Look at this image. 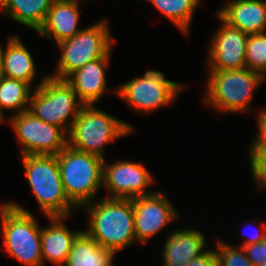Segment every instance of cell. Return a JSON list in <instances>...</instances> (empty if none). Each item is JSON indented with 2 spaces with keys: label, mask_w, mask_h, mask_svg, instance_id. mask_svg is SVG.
Masks as SVG:
<instances>
[{
  "label": "cell",
  "mask_w": 266,
  "mask_h": 266,
  "mask_svg": "<svg viewBox=\"0 0 266 266\" xmlns=\"http://www.w3.org/2000/svg\"><path fill=\"white\" fill-rule=\"evenodd\" d=\"M183 87L166 79L158 70H148L143 76L125 82L113 92L134 110L149 115L156 109L173 104Z\"/></svg>",
  "instance_id": "obj_9"
},
{
  "label": "cell",
  "mask_w": 266,
  "mask_h": 266,
  "mask_svg": "<svg viewBox=\"0 0 266 266\" xmlns=\"http://www.w3.org/2000/svg\"><path fill=\"white\" fill-rule=\"evenodd\" d=\"M111 52L105 57L86 63L65 79L84 105H94L108 90L105 69L109 65Z\"/></svg>",
  "instance_id": "obj_14"
},
{
  "label": "cell",
  "mask_w": 266,
  "mask_h": 266,
  "mask_svg": "<svg viewBox=\"0 0 266 266\" xmlns=\"http://www.w3.org/2000/svg\"><path fill=\"white\" fill-rule=\"evenodd\" d=\"M0 215L5 252L26 266H43L37 219L14 201L3 203Z\"/></svg>",
  "instance_id": "obj_2"
},
{
  "label": "cell",
  "mask_w": 266,
  "mask_h": 266,
  "mask_svg": "<svg viewBox=\"0 0 266 266\" xmlns=\"http://www.w3.org/2000/svg\"><path fill=\"white\" fill-rule=\"evenodd\" d=\"M81 1L84 0L52 2L44 23L37 33L52 39L55 44L74 37L82 30L78 28Z\"/></svg>",
  "instance_id": "obj_16"
},
{
  "label": "cell",
  "mask_w": 266,
  "mask_h": 266,
  "mask_svg": "<svg viewBox=\"0 0 266 266\" xmlns=\"http://www.w3.org/2000/svg\"><path fill=\"white\" fill-rule=\"evenodd\" d=\"M83 106L78 95L65 80L46 75L36 85L28 111L45 123L62 128L68 134Z\"/></svg>",
  "instance_id": "obj_7"
},
{
  "label": "cell",
  "mask_w": 266,
  "mask_h": 266,
  "mask_svg": "<svg viewBox=\"0 0 266 266\" xmlns=\"http://www.w3.org/2000/svg\"><path fill=\"white\" fill-rule=\"evenodd\" d=\"M242 248L253 265L258 266L266 262V238L258 243L244 245Z\"/></svg>",
  "instance_id": "obj_27"
},
{
  "label": "cell",
  "mask_w": 266,
  "mask_h": 266,
  "mask_svg": "<svg viewBox=\"0 0 266 266\" xmlns=\"http://www.w3.org/2000/svg\"><path fill=\"white\" fill-rule=\"evenodd\" d=\"M258 266H266V262L265 263H262V264H260Z\"/></svg>",
  "instance_id": "obj_35"
},
{
  "label": "cell",
  "mask_w": 266,
  "mask_h": 266,
  "mask_svg": "<svg viewBox=\"0 0 266 266\" xmlns=\"http://www.w3.org/2000/svg\"><path fill=\"white\" fill-rule=\"evenodd\" d=\"M257 124L259 131L254 138L253 143H263L266 144V107H263L257 114Z\"/></svg>",
  "instance_id": "obj_29"
},
{
  "label": "cell",
  "mask_w": 266,
  "mask_h": 266,
  "mask_svg": "<svg viewBox=\"0 0 266 266\" xmlns=\"http://www.w3.org/2000/svg\"><path fill=\"white\" fill-rule=\"evenodd\" d=\"M9 122L22 155H57L68 145V135L62 128L45 123L30 111L12 114Z\"/></svg>",
  "instance_id": "obj_10"
},
{
  "label": "cell",
  "mask_w": 266,
  "mask_h": 266,
  "mask_svg": "<svg viewBox=\"0 0 266 266\" xmlns=\"http://www.w3.org/2000/svg\"><path fill=\"white\" fill-rule=\"evenodd\" d=\"M265 76L248 68L210 71L204 103L223 113L249 112L255 89Z\"/></svg>",
  "instance_id": "obj_4"
},
{
  "label": "cell",
  "mask_w": 266,
  "mask_h": 266,
  "mask_svg": "<svg viewBox=\"0 0 266 266\" xmlns=\"http://www.w3.org/2000/svg\"><path fill=\"white\" fill-rule=\"evenodd\" d=\"M207 241L202 232L197 229H178L170 233L165 240L163 250V266H183L195 259L204 250Z\"/></svg>",
  "instance_id": "obj_17"
},
{
  "label": "cell",
  "mask_w": 266,
  "mask_h": 266,
  "mask_svg": "<svg viewBox=\"0 0 266 266\" xmlns=\"http://www.w3.org/2000/svg\"><path fill=\"white\" fill-rule=\"evenodd\" d=\"M56 45L61 56L58 58L55 74L49 76L65 80L86 63L105 57L112 51L113 37L108 22L101 20Z\"/></svg>",
  "instance_id": "obj_8"
},
{
  "label": "cell",
  "mask_w": 266,
  "mask_h": 266,
  "mask_svg": "<svg viewBox=\"0 0 266 266\" xmlns=\"http://www.w3.org/2000/svg\"><path fill=\"white\" fill-rule=\"evenodd\" d=\"M183 266H218L216 253L214 250H208Z\"/></svg>",
  "instance_id": "obj_28"
},
{
  "label": "cell",
  "mask_w": 266,
  "mask_h": 266,
  "mask_svg": "<svg viewBox=\"0 0 266 266\" xmlns=\"http://www.w3.org/2000/svg\"><path fill=\"white\" fill-rule=\"evenodd\" d=\"M30 84L18 80L3 77L0 82V115L4 118V110H15L13 114L28 111L31 98Z\"/></svg>",
  "instance_id": "obj_22"
},
{
  "label": "cell",
  "mask_w": 266,
  "mask_h": 266,
  "mask_svg": "<svg viewBox=\"0 0 266 266\" xmlns=\"http://www.w3.org/2000/svg\"><path fill=\"white\" fill-rule=\"evenodd\" d=\"M136 239L146 243L179 217L178 211L162 192L132 199Z\"/></svg>",
  "instance_id": "obj_12"
},
{
  "label": "cell",
  "mask_w": 266,
  "mask_h": 266,
  "mask_svg": "<svg viewBox=\"0 0 266 266\" xmlns=\"http://www.w3.org/2000/svg\"><path fill=\"white\" fill-rule=\"evenodd\" d=\"M52 2L72 1V0H51Z\"/></svg>",
  "instance_id": "obj_33"
},
{
  "label": "cell",
  "mask_w": 266,
  "mask_h": 266,
  "mask_svg": "<svg viewBox=\"0 0 266 266\" xmlns=\"http://www.w3.org/2000/svg\"><path fill=\"white\" fill-rule=\"evenodd\" d=\"M3 77H4V75H3L2 61L0 58V82L2 81Z\"/></svg>",
  "instance_id": "obj_31"
},
{
  "label": "cell",
  "mask_w": 266,
  "mask_h": 266,
  "mask_svg": "<svg viewBox=\"0 0 266 266\" xmlns=\"http://www.w3.org/2000/svg\"><path fill=\"white\" fill-rule=\"evenodd\" d=\"M6 48L0 45L3 75L31 85L36 75L34 59L18 36H9Z\"/></svg>",
  "instance_id": "obj_19"
},
{
  "label": "cell",
  "mask_w": 266,
  "mask_h": 266,
  "mask_svg": "<svg viewBox=\"0 0 266 266\" xmlns=\"http://www.w3.org/2000/svg\"><path fill=\"white\" fill-rule=\"evenodd\" d=\"M5 120H7L6 118H2L0 115V123H3Z\"/></svg>",
  "instance_id": "obj_34"
},
{
  "label": "cell",
  "mask_w": 266,
  "mask_h": 266,
  "mask_svg": "<svg viewBox=\"0 0 266 266\" xmlns=\"http://www.w3.org/2000/svg\"><path fill=\"white\" fill-rule=\"evenodd\" d=\"M216 15L247 34L266 33V0L228 1Z\"/></svg>",
  "instance_id": "obj_15"
},
{
  "label": "cell",
  "mask_w": 266,
  "mask_h": 266,
  "mask_svg": "<svg viewBox=\"0 0 266 266\" xmlns=\"http://www.w3.org/2000/svg\"><path fill=\"white\" fill-rule=\"evenodd\" d=\"M212 35L208 50L209 71L234 70L246 67L248 34L223 21Z\"/></svg>",
  "instance_id": "obj_13"
},
{
  "label": "cell",
  "mask_w": 266,
  "mask_h": 266,
  "mask_svg": "<svg viewBox=\"0 0 266 266\" xmlns=\"http://www.w3.org/2000/svg\"><path fill=\"white\" fill-rule=\"evenodd\" d=\"M216 253L218 266H255L247 258L242 246H230L223 240H217Z\"/></svg>",
  "instance_id": "obj_25"
},
{
  "label": "cell",
  "mask_w": 266,
  "mask_h": 266,
  "mask_svg": "<svg viewBox=\"0 0 266 266\" xmlns=\"http://www.w3.org/2000/svg\"><path fill=\"white\" fill-rule=\"evenodd\" d=\"M154 7L164 14L176 28L187 36L195 8L200 0H148Z\"/></svg>",
  "instance_id": "obj_23"
},
{
  "label": "cell",
  "mask_w": 266,
  "mask_h": 266,
  "mask_svg": "<svg viewBox=\"0 0 266 266\" xmlns=\"http://www.w3.org/2000/svg\"><path fill=\"white\" fill-rule=\"evenodd\" d=\"M249 160L252 177L258 188L266 189V144L251 143Z\"/></svg>",
  "instance_id": "obj_26"
},
{
  "label": "cell",
  "mask_w": 266,
  "mask_h": 266,
  "mask_svg": "<svg viewBox=\"0 0 266 266\" xmlns=\"http://www.w3.org/2000/svg\"><path fill=\"white\" fill-rule=\"evenodd\" d=\"M115 255L82 230L73 241L65 266H114L112 261Z\"/></svg>",
  "instance_id": "obj_20"
},
{
  "label": "cell",
  "mask_w": 266,
  "mask_h": 266,
  "mask_svg": "<svg viewBox=\"0 0 266 266\" xmlns=\"http://www.w3.org/2000/svg\"><path fill=\"white\" fill-rule=\"evenodd\" d=\"M51 5V0H8L0 10L13 21L37 32L43 25Z\"/></svg>",
  "instance_id": "obj_21"
},
{
  "label": "cell",
  "mask_w": 266,
  "mask_h": 266,
  "mask_svg": "<svg viewBox=\"0 0 266 266\" xmlns=\"http://www.w3.org/2000/svg\"><path fill=\"white\" fill-rule=\"evenodd\" d=\"M56 156L68 199L78 209L94 201L103 186L104 159L74 150L68 145Z\"/></svg>",
  "instance_id": "obj_6"
},
{
  "label": "cell",
  "mask_w": 266,
  "mask_h": 266,
  "mask_svg": "<svg viewBox=\"0 0 266 266\" xmlns=\"http://www.w3.org/2000/svg\"><path fill=\"white\" fill-rule=\"evenodd\" d=\"M25 176L46 217H69L78 209L67 197L56 155H22Z\"/></svg>",
  "instance_id": "obj_3"
},
{
  "label": "cell",
  "mask_w": 266,
  "mask_h": 266,
  "mask_svg": "<svg viewBox=\"0 0 266 266\" xmlns=\"http://www.w3.org/2000/svg\"><path fill=\"white\" fill-rule=\"evenodd\" d=\"M103 163V186L109 192L108 198L133 199L153 194L146 191L153 176L142 163L131 161H117L116 163Z\"/></svg>",
  "instance_id": "obj_11"
},
{
  "label": "cell",
  "mask_w": 266,
  "mask_h": 266,
  "mask_svg": "<svg viewBox=\"0 0 266 266\" xmlns=\"http://www.w3.org/2000/svg\"><path fill=\"white\" fill-rule=\"evenodd\" d=\"M82 207L88 214L84 232L102 248L117 254L137 241L132 199L105 197Z\"/></svg>",
  "instance_id": "obj_1"
},
{
  "label": "cell",
  "mask_w": 266,
  "mask_h": 266,
  "mask_svg": "<svg viewBox=\"0 0 266 266\" xmlns=\"http://www.w3.org/2000/svg\"><path fill=\"white\" fill-rule=\"evenodd\" d=\"M246 68L266 77V33L248 34Z\"/></svg>",
  "instance_id": "obj_24"
},
{
  "label": "cell",
  "mask_w": 266,
  "mask_h": 266,
  "mask_svg": "<svg viewBox=\"0 0 266 266\" xmlns=\"http://www.w3.org/2000/svg\"><path fill=\"white\" fill-rule=\"evenodd\" d=\"M263 224L264 223H262L261 225V227L263 228L262 230L257 231L255 234L253 233V235L249 238L246 237V240H244L243 244H241L242 247L244 245H251L254 243L261 242L266 238V225Z\"/></svg>",
  "instance_id": "obj_30"
},
{
  "label": "cell",
  "mask_w": 266,
  "mask_h": 266,
  "mask_svg": "<svg viewBox=\"0 0 266 266\" xmlns=\"http://www.w3.org/2000/svg\"><path fill=\"white\" fill-rule=\"evenodd\" d=\"M65 217H48L51 225L41 227V252L43 264L47 260L55 266L65 265L73 241L82 232L71 231L63 223Z\"/></svg>",
  "instance_id": "obj_18"
},
{
  "label": "cell",
  "mask_w": 266,
  "mask_h": 266,
  "mask_svg": "<svg viewBox=\"0 0 266 266\" xmlns=\"http://www.w3.org/2000/svg\"><path fill=\"white\" fill-rule=\"evenodd\" d=\"M133 130L129 123L95 108L94 105H84L67 134L68 146L105 159L106 145L125 137Z\"/></svg>",
  "instance_id": "obj_5"
},
{
  "label": "cell",
  "mask_w": 266,
  "mask_h": 266,
  "mask_svg": "<svg viewBox=\"0 0 266 266\" xmlns=\"http://www.w3.org/2000/svg\"><path fill=\"white\" fill-rule=\"evenodd\" d=\"M8 0H0V9L5 5Z\"/></svg>",
  "instance_id": "obj_32"
}]
</instances>
